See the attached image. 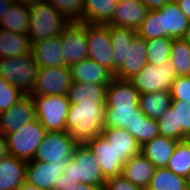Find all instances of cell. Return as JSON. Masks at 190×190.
<instances>
[{
    "label": "cell",
    "mask_w": 190,
    "mask_h": 190,
    "mask_svg": "<svg viewBox=\"0 0 190 190\" xmlns=\"http://www.w3.org/2000/svg\"><path fill=\"white\" fill-rule=\"evenodd\" d=\"M172 100H181L190 104V75L178 76L171 87Z\"/></svg>",
    "instance_id": "60d3db41"
},
{
    "label": "cell",
    "mask_w": 190,
    "mask_h": 190,
    "mask_svg": "<svg viewBox=\"0 0 190 190\" xmlns=\"http://www.w3.org/2000/svg\"><path fill=\"white\" fill-rule=\"evenodd\" d=\"M177 77V71L171 63L166 66H155L147 63V65L128 81L141 95L157 91H170L172 83Z\"/></svg>",
    "instance_id": "52a82bcc"
},
{
    "label": "cell",
    "mask_w": 190,
    "mask_h": 190,
    "mask_svg": "<svg viewBox=\"0 0 190 190\" xmlns=\"http://www.w3.org/2000/svg\"><path fill=\"white\" fill-rule=\"evenodd\" d=\"M62 55L66 66L88 57L85 22H70L60 35Z\"/></svg>",
    "instance_id": "7c38bea8"
},
{
    "label": "cell",
    "mask_w": 190,
    "mask_h": 190,
    "mask_svg": "<svg viewBox=\"0 0 190 190\" xmlns=\"http://www.w3.org/2000/svg\"><path fill=\"white\" fill-rule=\"evenodd\" d=\"M159 135L158 121L155 119L145 116L136 125V141L140 146Z\"/></svg>",
    "instance_id": "f35d334b"
},
{
    "label": "cell",
    "mask_w": 190,
    "mask_h": 190,
    "mask_svg": "<svg viewBox=\"0 0 190 190\" xmlns=\"http://www.w3.org/2000/svg\"><path fill=\"white\" fill-rule=\"evenodd\" d=\"M155 169L156 167L140 153L124 163L122 174L134 185L147 189Z\"/></svg>",
    "instance_id": "484cf974"
},
{
    "label": "cell",
    "mask_w": 190,
    "mask_h": 190,
    "mask_svg": "<svg viewBox=\"0 0 190 190\" xmlns=\"http://www.w3.org/2000/svg\"><path fill=\"white\" fill-rule=\"evenodd\" d=\"M30 17L27 35L31 42L61 35L70 23L48 0L29 5Z\"/></svg>",
    "instance_id": "3957f363"
},
{
    "label": "cell",
    "mask_w": 190,
    "mask_h": 190,
    "mask_svg": "<svg viewBox=\"0 0 190 190\" xmlns=\"http://www.w3.org/2000/svg\"><path fill=\"white\" fill-rule=\"evenodd\" d=\"M178 176L187 178L190 175V139L177 142L176 148L167 167Z\"/></svg>",
    "instance_id": "e575fe53"
},
{
    "label": "cell",
    "mask_w": 190,
    "mask_h": 190,
    "mask_svg": "<svg viewBox=\"0 0 190 190\" xmlns=\"http://www.w3.org/2000/svg\"><path fill=\"white\" fill-rule=\"evenodd\" d=\"M9 155L8 146L6 143V138L0 133V161Z\"/></svg>",
    "instance_id": "bcb514c9"
},
{
    "label": "cell",
    "mask_w": 190,
    "mask_h": 190,
    "mask_svg": "<svg viewBox=\"0 0 190 190\" xmlns=\"http://www.w3.org/2000/svg\"><path fill=\"white\" fill-rule=\"evenodd\" d=\"M77 143L67 131L47 132L38 146L33 160L68 164Z\"/></svg>",
    "instance_id": "ba28073f"
},
{
    "label": "cell",
    "mask_w": 190,
    "mask_h": 190,
    "mask_svg": "<svg viewBox=\"0 0 190 190\" xmlns=\"http://www.w3.org/2000/svg\"><path fill=\"white\" fill-rule=\"evenodd\" d=\"M107 85L72 82L66 97L70 105L80 102L106 103Z\"/></svg>",
    "instance_id": "4316f807"
},
{
    "label": "cell",
    "mask_w": 190,
    "mask_h": 190,
    "mask_svg": "<svg viewBox=\"0 0 190 190\" xmlns=\"http://www.w3.org/2000/svg\"><path fill=\"white\" fill-rule=\"evenodd\" d=\"M136 33L145 40L161 37L159 10L148 11Z\"/></svg>",
    "instance_id": "74e56055"
},
{
    "label": "cell",
    "mask_w": 190,
    "mask_h": 190,
    "mask_svg": "<svg viewBox=\"0 0 190 190\" xmlns=\"http://www.w3.org/2000/svg\"><path fill=\"white\" fill-rule=\"evenodd\" d=\"M32 54L38 67L65 65L60 35L32 43Z\"/></svg>",
    "instance_id": "603a6c76"
},
{
    "label": "cell",
    "mask_w": 190,
    "mask_h": 190,
    "mask_svg": "<svg viewBox=\"0 0 190 190\" xmlns=\"http://www.w3.org/2000/svg\"><path fill=\"white\" fill-rule=\"evenodd\" d=\"M104 190H143L134 185L123 174L106 180Z\"/></svg>",
    "instance_id": "b9f144b4"
},
{
    "label": "cell",
    "mask_w": 190,
    "mask_h": 190,
    "mask_svg": "<svg viewBox=\"0 0 190 190\" xmlns=\"http://www.w3.org/2000/svg\"><path fill=\"white\" fill-rule=\"evenodd\" d=\"M105 103L80 102L70 105L66 118V131L77 144L102 135L105 128Z\"/></svg>",
    "instance_id": "7a4b0ae2"
},
{
    "label": "cell",
    "mask_w": 190,
    "mask_h": 190,
    "mask_svg": "<svg viewBox=\"0 0 190 190\" xmlns=\"http://www.w3.org/2000/svg\"><path fill=\"white\" fill-rule=\"evenodd\" d=\"M23 96L17 87L0 76V113L10 109Z\"/></svg>",
    "instance_id": "ab89813d"
},
{
    "label": "cell",
    "mask_w": 190,
    "mask_h": 190,
    "mask_svg": "<svg viewBox=\"0 0 190 190\" xmlns=\"http://www.w3.org/2000/svg\"><path fill=\"white\" fill-rule=\"evenodd\" d=\"M148 190H188L187 178L178 176L168 168H156Z\"/></svg>",
    "instance_id": "d6a6232c"
},
{
    "label": "cell",
    "mask_w": 190,
    "mask_h": 190,
    "mask_svg": "<svg viewBox=\"0 0 190 190\" xmlns=\"http://www.w3.org/2000/svg\"><path fill=\"white\" fill-rule=\"evenodd\" d=\"M170 63L176 69L177 76L190 75V45L184 38L173 39Z\"/></svg>",
    "instance_id": "d590c367"
},
{
    "label": "cell",
    "mask_w": 190,
    "mask_h": 190,
    "mask_svg": "<svg viewBox=\"0 0 190 190\" xmlns=\"http://www.w3.org/2000/svg\"><path fill=\"white\" fill-rule=\"evenodd\" d=\"M139 91L128 81L114 78L106 91L105 107H139Z\"/></svg>",
    "instance_id": "44dd1931"
},
{
    "label": "cell",
    "mask_w": 190,
    "mask_h": 190,
    "mask_svg": "<svg viewBox=\"0 0 190 190\" xmlns=\"http://www.w3.org/2000/svg\"><path fill=\"white\" fill-rule=\"evenodd\" d=\"M37 119L47 132L66 131L70 103L66 95H32Z\"/></svg>",
    "instance_id": "5b68a950"
},
{
    "label": "cell",
    "mask_w": 190,
    "mask_h": 190,
    "mask_svg": "<svg viewBox=\"0 0 190 190\" xmlns=\"http://www.w3.org/2000/svg\"><path fill=\"white\" fill-rule=\"evenodd\" d=\"M119 0H84L81 22L107 25L111 20Z\"/></svg>",
    "instance_id": "83f0119b"
},
{
    "label": "cell",
    "mask_w": 190,
    "mask_h": 190,
    "mask_svg": "<svg viewBox=\"0 0 190 190\" xmlns=\"http://www.w3.org/2000/svg\"><path fill=\"white\" fill-rule=\"evenodd\" d=\"M38 65L33 54L19 57L0 58V76L17 87L23 95H32Z\"/></svg>",
    "instance_id": "277c9868"
},
{
    "label": "cell",
    "mask_w": 190,
    "mask_h": 190,
    "mask_svg": "<svg viewBox=\"0 0 190 190\" xmlns=\"http://www.w3.org/2000/svg\"><path fill=\"white\" fill-rule=\"evenodd\" d=\"M145 116L140 107H106L105 128H124L136 139V125Z\"/></svg>",
    "instance_id": "7402d4cb"
},
{
    "label": "cell",
    "mask_w": 190,
    "mask_h": 190,
    "mask_svg": "<svg viewBox=\"0 0 190 190\" xmlns=\"http://www.w3.org/2000/svg\"><path fill=\"white\" fill-rule=\"evenodd\" d=\"M88 59L106 67L113 73V47L109 25L86 23Z\"/></svg>",
    "instance_id": "30bf717a"
},
{
    "label": "cell",
    "mask_w": 190,
    "mask_h": 190,
    "mask_svg": "<svg viewBox=\"0 0 190 190\" xmlns=\"http://www.w3.org/2000/svg\"><path fill=\"white\" fill-rule=\"evenodd\" d=\"M147 57L146 40L136 35L132 44L127 45L126 60L123 61L114 78L129 80L147 65Z\"/></svg>",
    "instance_id": "ac0fdd59"
},
{
    "label": "cell",
    "mask_w": 190,
    "mask_h": 190,
    "mask_svg": "<svg viewBox=\"0 0 190 190\" xmlns=\"http://www.w3.org/2000/svg\"><path fill=\"white\" fill-rule=\"evenodd\" d=\"M177 142L175 139L159 135L141 146V153L156 168H165L174 153Z\"/></svg>",
    "instance_id": "cb8c5ba5"
},
{
    "label": "cell",
    "mask_w": 190,
    "mask_h": 190,
    "mask_svg": "<svg viewBox=\"0 0 190 190\" xmlns=\"http://www.w3.org/2000/svg\"><path fill=\"white\" fill-rule=\"evenodd\" d=\"M41 1H44V0H13V2H18L21 4H27V5L35 4Z\"/></svg>",
    "instance_id": "681fc988"
},
{
    "label": "cell",
    "mask_w": 190,
    "mask_h": 190,
    "mask_svg": "<svg viewBox=\"0 0 190 190\" xmlns=\"http://www.w3.org/2000/svg\"><path fill=\"white\" fill-rule=\"evenodd\" d=\"M17 190H43L38 188L35 185L29 184L26 181H24Z\"/></svg>",
    "instance_id": "c3c4849f"
},
{
    "label": "cell",
    "mask_w": 190,
    "mask_h": 190,
    "mask_svg": "<svg viewBox=\"0 0 190 190\" xmlns=\"http://www.w3.org/2000/svg\"><path fill=\"white\" fill-rule=\"evenodd\" d=\"M35 119L37 114L32 95H24L10 109L0 113V133L4 136L15 133Z\"/></svg>",
    "instance_id": "4fadbf2b"
},
{
    "label": "cell",
    "mask_w": 190,
    "mask_h": 190,
    "mask_svg": "<svg viewBox=\"0 0 190 190\" xmlns=\"http://www.w3.org/2000/svg\"><path fill=\"white\" fill-rule=\"evenodd\" d=\"M111 43L113 47V74L122 66L126 60L127 45L132 44L133 38L137 35L136 31L126 27L109 25Z\"/></svg>",
    "instance_id": "4dcf8cb0"
},
{
    "label": "cell",
    "mask_w": 190,
    "mask_h": 190,
    "mask_svg": "<svg viewBox=\"0 0 190 190\" xmlns=\"http://www.w3.org/2000/svg\"><path fill=\"white\" fill-rule=\"evenodd\" d=\"M102 135L112 145L117 159L123 163L141 153V146L124 128H104Z\"/></svg>",
    "instance_id": "ffe728a7"
},
{
    "label": "cell",
    "mask_w": 190,
    "mask_h": 190,
    "mask_svg": "<svg viewBox=\"0 0 190 190\" xmlns=\"http://www.w3.org/2000/svg\"><path fill=\"white\" fill-rule=\"evenodd\" d=\"M32 53V42L27 34L0 29V58L19 57Z\"/></svg>",
    "instance_id": "f1b7e54d"
},
{
    "label": "cell",
    "mask_w": 190,
    "mask_h": 190,
    "mask_svg": "<svg viewBox=\"0 0 190 190\" xmlns=\"http://www.w3.org/2000/svg\"><path fill=\"white\" fill-rule=\"evenodd\" d=\"M12 2L13 0H0V22L7 10L9 9Z\"/></svg>",
    "instance_id": "7dc6e473"
},
{
    "label": "cell",
    "mask_w": 190,
    "mask_h": 190,
    "mask_svg": "<svg viewBox=\"0 0 190 190\" xmlns=\"http://www.w3.org/2000/svg\"><path fill=\"white\" fill-rule=\"evenodd\" d=\"M72 82L108 85L114 74L91 59H83L69 66Z\"/></svg>",
    "instance_id": "d6986e66"
},
{
    "label": "cell",
    "mask_w": 190,
    "mask_h": 190,
    "mask_svg": "<svg viewBox=\"0 0 190 190\" xmlns=\"http://www.w3.org/2000/svg\"><path fill=\"white\" fill-rule=\"evenodd\" d=\"M183 38H184V39L187 41V43L190 45V25H189L188 29L186 30V33H185V35H184Z\"/></svg>",
    "instance_id": "f907efd6"
},
{
    "label": "cell",
    "mask_w": 190,
    "mask_h": 190,
    "mask_svg": "<svg viewBox=\"0 0 190 190\" xmlns=\"http://www.w3.org/2000/svg\"><path fill=\"white\" fill-rule=\"evenodd\" d=\"M171 91L144 93L139 97V107L148 117L158 120L171 105Z\"/></svg>",
    "instance_id": "1f68e13d"
},
{
    "label": "cell",
    "mask_w": 190,
    "mask_h": 190,
    "mask_svg": "<svg viewBox=\"0 0 190 190\" xmlns=\"http://www.w3.org/2000/svg\"><path fill=\"white\" fill-rule=\"evenodd\" d=\"M161 37L183 38L190 25L187 16L180 10L175 0L159 9Z\"/></svg>",
    "instance_id": "2e32d148"
},
{
    "label": "cell",
    "mask_w": 190,
    "mask_h": 190,
    "mask_svg": "<svg viewBox=\"0 0 190 190\" xmlns=\"http://www.w3.org/2000/svg\"><path fill=\"white\" fill-rule=\"evenodd\" d=\"M173 39L159 37L146 40L147 63L155 66L169 65Z\"/></svg>",
    "instance_id": "836d02e7"
},
{
    "label": "cell",
    "mask_w": 190,
    "mask_h": 190,
    "mask_svg": "<svg viewBox=\"0 0 190 190\" xmlns=\"http://www.w3.org/2000/svg\"><path fill=\"white\" fill-rule=\"evenodd\" d=\"M85 183L104 190L106 179L91 150L86 144H77L72 158L63 170L62 175L55 180L53 190H63L66 186Z\"/></svg>",
    "instance_id": "6da1fadb"
},
{
    "label": "cell",
    "mask_w": 190,
    "mask_h": 190,
    "mask_svg": "<svg viewBox=\"0 0 190 190\" xmlns=\"http://www.w3.org/2000/svg\"><path fill=\"white\" fill-rule=\"evenodd\" d=\"M146 6L148 11H155L162 8L166 3L171 0H141Z\"/></svg>",
    "instance_id": "7bdbcfd3"
},
{
    "label": "cell",
    "mask_w": 190,
    "mask_h": 190,
    "mask_svg": "<svg viewBox=\"0 0 190 190\" xmlns=\"http://www.w3.org/2000/svg\"><path fill=\"white\" fill-rule=\"evenodd\" d=\"M46 133L38 119L25 124L15 133L5 136L9 154L26 162L33 160Z\"/></svg>",
    "instance_id": "8992f818"
},
{
    "label": "cell",
    "mask_w": 190,
    "mask_h": 190,
    "mask_svg": "<svg viewBox=\"0 0 190 190\" xmlns=\"http://www.w3.org/2000/svg\"><path fill=\"white\" fill-rule=\"evenodd\" d=\"M63 190H101V189L97 186H93L90 184L77 183V184L66 186L65 189Z\"/></svg>",
    "instance_id": "ee69618b"
},
{
    "label": "cell",
    "mask_w": 190,
    "mask_h": 190,
    "mask_svg": "<svg viewBox=\"0 0 190 190\" xmlns=\"http://www.w3.org/2000/svg\"><path fill=\"white\" fill-rule=\"evenodd\" d=\"M61 15L70 22H81L84 0H48Z\"/></svg>",
    "instance_id": "8d00e7d4"
},
{
    "label": "cell",
    "mask_w": 190,
    "mask_h": 190,
    "mask_svg": "<svg viewBox=\"0 0 190 190\" xmlns=\"http://www.w3.org/2000/svg\"><path fill=\"white\" fill-rule=\"evenodd\" d=\"M71 83L69 66L38 67L32 95H66Z\"/></svg>",
    "instance_id": "8fae6325"
},
{
    "label": "cell",
    "mask_w": 190,
    "mask_h": 190,
    "mask_svg": "<svg viewBox=\"0 0 190 190\" xmlns=\"http://www.w3.org/2000/svg\"><path fill=\"white\" fill-rule=\"evenodd\" d=\"M67 164L47 163L31 160L26 165L25 181L43 190H53L55 180L63 173Z\"/></svg>",
    "instance_id": "9a60e30c"
},
{
    "label": "cell",
    "mask_w": 190,
    "mask_h": 190,
    "mask_svg": "<svg viewBox=\"0 0 190 190\" xmlns=\"http://www.w3.org/2000/svg\"><path fill=\"white\" fill-rule=\"evenodd\" d=\"M30 7L27 4L12 2L0 22V29L27 34L29 28Z\"/></svg>",
    "instance_id": "f546056e"
},
{
    "label": "cell",
    "mask_w": 190,
    "mask_h": 190,
    "mask_svg": "<svg viewBox=\"0 0 190 190\" xmlns=\"http://www.w3.org/2000/svg\"><path fill=\"white\" fill-rule=\"evenodd\" d=\"M86 145L95 156L106 180L122 174L124 163L117 159L115 150L103 135L88 141Z\"/></svg>",
    "instance_id": "5bb4252c"
},
{
    "label": "cell",
    "mask_w": 190,
    "mask_h": 190,
    "mask_svg": "<svg viewBox=\"0 0 190 190\" xmlns=\"http://www.w3.org/2000/svg\"><path fill=\"white\" fill-rule=\"evenodd\" d=\"M147 12V6L141 0H119L112 20L107 25L126 27L137 31Z\"/></svg>",
    "instance_id": "e0dca14e"
},
{
    "label": "cell",
    "mask_w": 190,
    "mask_h": 190,
    "mask_svg": "<svg viewBox=\"0 0 190 190\" xmlns=\"http://www.w3.org/2000/svg\"><path fill=\"white\" fill-rule=\"evenodd\" d=\"M175 2L190 21V0H175Z\"/></svg>",
    "instance_id": "f6af8a7d"
},
{
    "label": "cell",
    "mask_w": 190,
    "mask_h": 190,
    "mask_svg": "<svg viewBox=\"0 0 190 190\" xmlns=\"http://www.w3.org/2000/svg\"><path fill=\"white\" fill-rule=\"evenodd\" d=\"M187 182H188V190H190V175H189V177L187 179Z\"/></svg>",
    "instance_id": "816d5d0a"
},
{
    "label": "cell",
    "mask_w": 190,
    "mask_h": 190,
    "mask_svg": "<svg viewBox=\"0 0 190 190\" xmlns=\"http://www.w3.org/2000/svg\"><path fill=\"white\" fill-rule=\"evenodd\" d=\"M27 162L8 155L0 161V190H17L25 181Z\"/></svg>",
    "instance_id": "d4e9b609"
},
{
    "label": "cell",
    "mask_w": 190,
    "mask_h": 190,
    "mask_svg": "<svg viewBox=\"0 0 190 190\" xmlns=\"http://www.w3.org/2000/svg\"><path fill=\"white\" fill-rule=\"evenodd\" d=\"M158 121L159 134L177 141L190 139V104L172 100Z\"/></svg>",
    "instance_id": "9c48e42d"
}]
</instances>
